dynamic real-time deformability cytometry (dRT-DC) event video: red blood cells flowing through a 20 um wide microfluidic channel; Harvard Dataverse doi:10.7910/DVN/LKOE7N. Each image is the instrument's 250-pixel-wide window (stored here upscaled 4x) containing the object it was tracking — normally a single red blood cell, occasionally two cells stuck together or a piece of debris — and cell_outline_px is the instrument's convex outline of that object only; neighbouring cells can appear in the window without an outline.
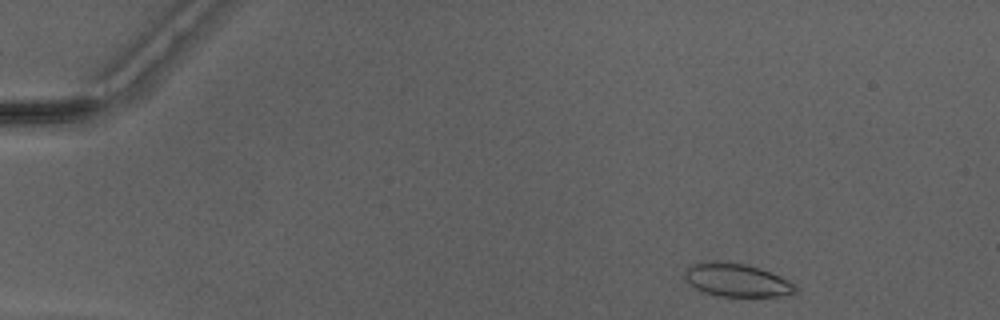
{"species": "Egyptian fruit bat (a non-hibernating species)", "species_latin": "Rousettus aegyptiacus", "temperature_condition": "warm", "stored_images_in_passage": 45, "camera_frame_rate_fps": 3000, "um_per_image_px": 0.085, "animal": {"sex": "male"}, "frame": {"image": 1, "passage_image": 2, "time_ms": 0.333, "image_size_px": [1000, 320], "cell_outline_px": [[796, 292], [780, 296], [720, 296], [704, 292], [696, 288], [684, 276], [684, 272], [692, 264], [744, 264], [760, 268], [780, 276], [796, 284]], "centroid_in_image_um": [62.71, 23.85], "position_along_channel_um": 22.3, "area_um2": 20.4}}
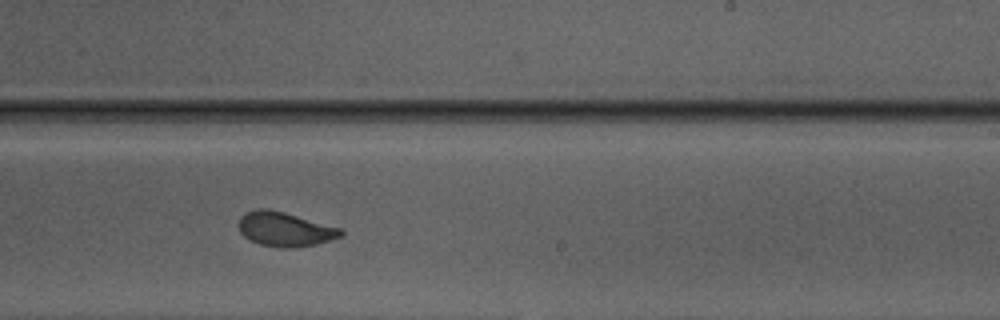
{"frame": {"image": 2, "passage_image": 27, "time_ms": 8.667, "image_size_px": [1000, 320], "cell_outline_px": [[344, 236], [316, 244], [288, 248], [260, 244], [244, 236], [240, 232], [240, 216], [244, 212], [256, 208], [264, 208], [284, 212], [340, 228], [344, 232]], "centroid_in_image_um": [24.22, 19.47], "position_along_channel_um": 264.8, "area_um2": 20.17}}
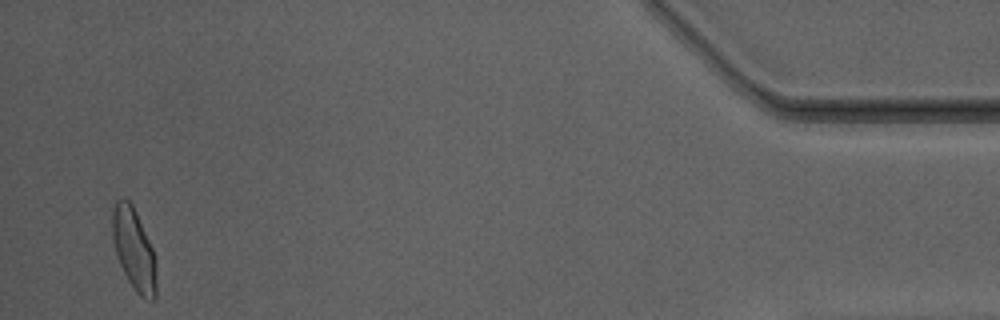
{"frame": {"image": 3, "passage_image": 44, "time_ms": 14.333, "image_size_px": [1000, 320], "cell_outline_px": [[156, 296], [152, 300], [144, 300], [136, 292], [128, 280], [120, 264], [112, 240], [112, 212], [116, 200], [120, 196], [124, 196], [132, 204], [136, 212], [152, 248], [156, 260]], "centroid_in_image_um": [11.38, 21.18], "position_along_channel_um": 423.8, "area_um2": 21.04}, "authors_computed_cell_mechanics": {"area_um2": 20.6346, "velocity_mm_per_s": 4.1596, "shape_relaxation_time_tau1_ms": 3.2908, "shape_relaxation_time_tau2_ms": 0.7771, "deformation_change_tau1": 0.1417, "deformation_change_tau2": 0.0636}}